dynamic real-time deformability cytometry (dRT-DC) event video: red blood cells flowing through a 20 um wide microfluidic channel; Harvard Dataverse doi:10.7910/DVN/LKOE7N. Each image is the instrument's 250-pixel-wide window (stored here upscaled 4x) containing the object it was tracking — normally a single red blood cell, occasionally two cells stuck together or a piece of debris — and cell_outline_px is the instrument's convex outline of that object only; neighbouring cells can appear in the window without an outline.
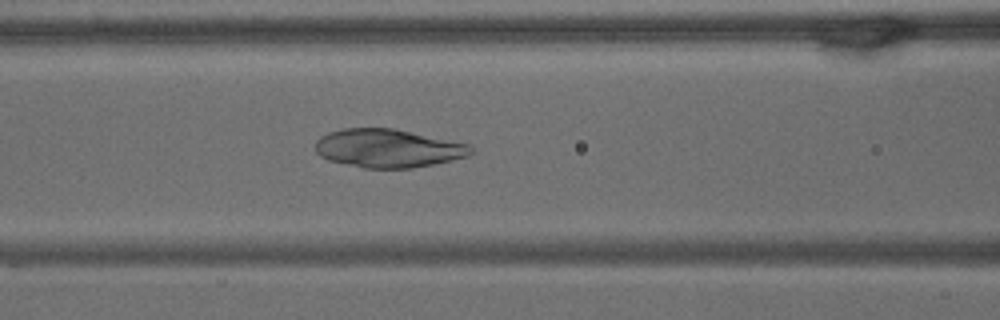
{"species": "common noctule bat (a hibernating species)", "species_latin": "Nyctalus noctula", "temperature_condition": "warm", "stored_images_in_passage": 65, "camera_frame_rate_fps": 3000, "um_per_image_px": 0.085, "animal": {"sex": "male", "body_mass_g": 15.6}, "frame": {"image": 1, "passage_image": 27, "time_ms": 8.667, "image_size_px": [1000, 320], "cell_outline_px": [[476, 152], [468, 156], [452, 160], [412, 168], [364, 168], [328, 160], [320, 156], [316, 152], [316, 140], [320, 136], [328, 132], [344, 128], [392, 128], [468, 144]], "centroid_in_image_um": [32.96, 12.61], "position_along_channel_um": 133.6, "area_um2": 34.68}}
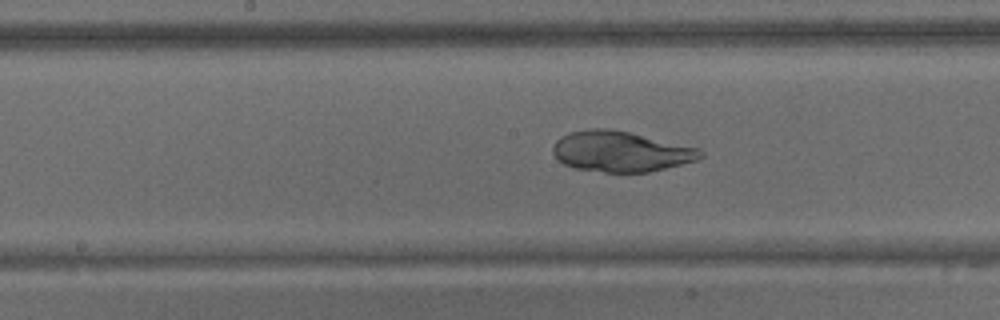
{"frame": {"image": 2, "passage_image": 33, "time_ms": 10.667, "image_size_px": [1000, 320], "cell_outline_px": [[704, 156], [696, 160], [648, 172], [604, 172], [576, 168], [564, 164], [552, 152], [552, 148], [556, 140], [560, 136], [568, 132], [588, 128], [608, 128], [628, 132], [700, 148], [704, 152]], "centroid_in_image_um": [52.74, 12.86], "position_along_channel_um": 195.5, "area_um2": 34.74}}
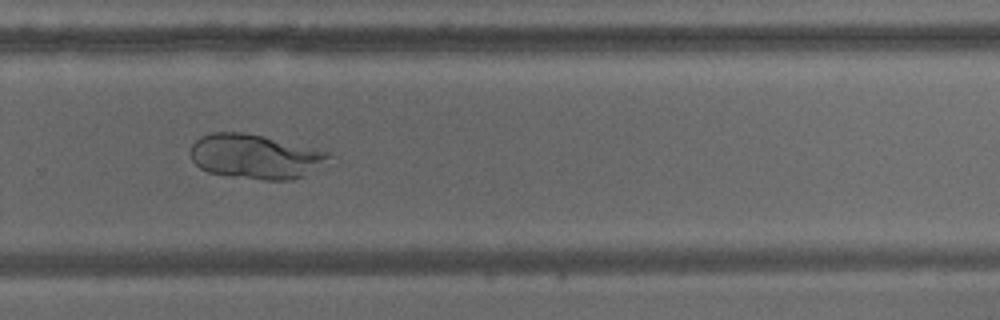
{"frame": {"image": 3, "passage_image": 44, "time_ms": 14.333, "image_size_px": [1000, 320], "cell_outline_px": [[336, 164], [304, 176], [292, 180], [264, 180], [232, 176], [208, 172], [200, 168], [192, 160], [192, 144], [200, 136], [212, 132], [244, 132], [264, 136], [328, 152], [332, 156]], "centroid_in_image_um": [21.84, 13.32], "position_along_channel_um": 308.0, "area_um2": 36.53}}